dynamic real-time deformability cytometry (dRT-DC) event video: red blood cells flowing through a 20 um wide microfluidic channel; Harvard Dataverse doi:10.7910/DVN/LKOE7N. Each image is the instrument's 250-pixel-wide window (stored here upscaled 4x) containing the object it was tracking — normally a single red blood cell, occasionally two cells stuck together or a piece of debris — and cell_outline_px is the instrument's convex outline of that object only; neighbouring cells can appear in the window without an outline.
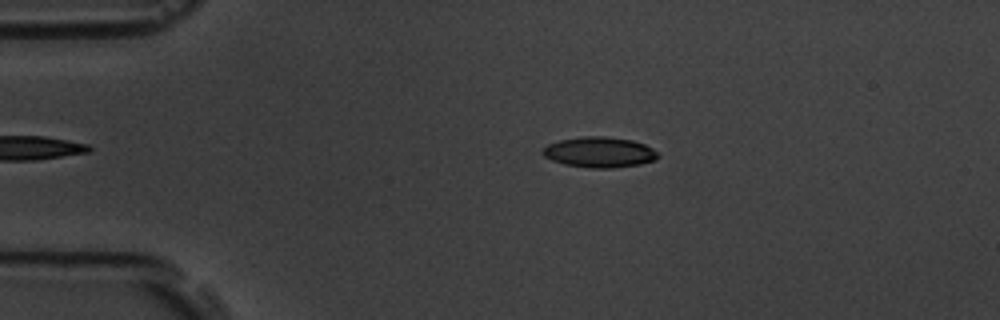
{"species": "common noctule bat (a hibernating species)", "species_latin": "Nyctalus noctula", "temperature_condition": "room temperature", "stored_images_in_passage": 5, "camera_frame_rate_fps": 3000, "um_per_image_px": 0.085, "animal": {"sex": "male", "body_mass_g": 19.5, "forearm_length_mm": 54.6}, "frame": {"image": 1, "passage_image": 3, "time_ms": 2.333, "image_size_px": [1000, 320], "cell_outline_px": [[660, 156], [656, 160], [640, 164], [612, 168], [592, 168], [564, 164], [552, 160], [544, 156], [540, 152], [548, 144], [560, 140], [580, 136], [604, 136], [632, 140], [644, 144], [652, 148]], "centroid_in_image_um": [50.95, 12.93], "position_along_channel_um": 34.1, "area_um2": 20.52}}